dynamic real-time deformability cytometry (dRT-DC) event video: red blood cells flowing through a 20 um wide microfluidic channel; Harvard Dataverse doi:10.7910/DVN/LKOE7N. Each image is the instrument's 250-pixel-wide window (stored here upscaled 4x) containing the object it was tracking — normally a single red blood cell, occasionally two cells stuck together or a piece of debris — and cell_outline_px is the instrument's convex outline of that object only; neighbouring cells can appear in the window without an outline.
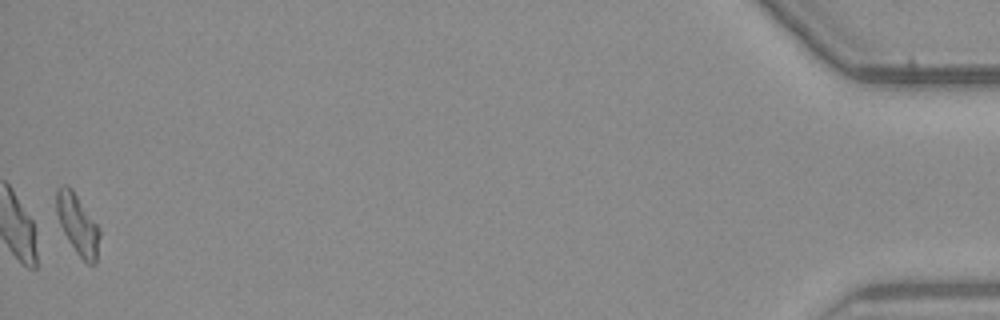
{"species": "common noctule bat (a hibernating species)", "species_latin": "Nyctalus noctula", "temperature_condition": "warm", "stored_images_in_passage": 39, "camera_frame_rate_fps": 3000, "um_per_image_px": 0.085, "animal": {"sex": "male", "body_mass_g": 23.1, "forearm_length_mm": 52.7}, "frame": {"image": 1, "passage_image": 39, "time_ms": 12.667, "image_size_px": [1000, 320], "cell_outline_px": [[100, 236], [96, 264], [88, 264], [76, 252], [68, 240], [60, 224], [56, 212], [56, 188], [64, 184], [72, 188], [100, 228]], "centroid_in_image_um": [6.61, 19.05], "position_along_channel_um": 428.6, "area_um2": 15.2}, "authors_computed_cell_mechanics": {"area_um2": 14.6812, "velocity_mm_per_s": 3.7188, "shape_relaxation_time_tau1_ms": 7.8405, "shape_relaxation_time_tau2_ms": 3.9277, "deformation_change_tau1": 0.2482, "deformation_change_tau2": 0.1183}}